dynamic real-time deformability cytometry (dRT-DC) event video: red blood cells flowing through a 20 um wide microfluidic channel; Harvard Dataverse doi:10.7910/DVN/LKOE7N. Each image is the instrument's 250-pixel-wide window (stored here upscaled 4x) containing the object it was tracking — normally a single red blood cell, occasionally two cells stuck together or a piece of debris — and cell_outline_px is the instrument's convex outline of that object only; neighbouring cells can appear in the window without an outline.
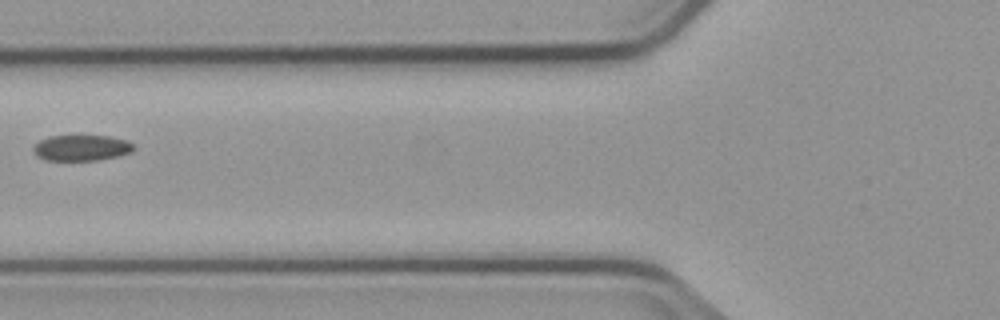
{"species": "common noctule bat (a hibernating species)", "species_latin": "Nyctalus noctula", "temperature_condition": "cold", "stored_images_in_passage": 6, "camera_frame_rate_fps": 3000, "um_per_image_px": 0.085, "animal": {"sex": "male", "body_mass_g": 23.1, "forearm_length_mm": 52.7}, "frame": {"image": 1, "passage_image": 6, "time_ms": 6.0, "image_size_px": [1000, 320], "cell_outline_px": [[136, 148], [132, 152], [116, 156], [96, 160], [44, 160], [36, 156], [32, 152], [32, 148], [40, 140], [48, 136], [108, 136], [128, 140]], "centroid_in_image_um": [6.9, 12.57], "position_along_channel_um": 118.9, "area_um2": 15.14}}